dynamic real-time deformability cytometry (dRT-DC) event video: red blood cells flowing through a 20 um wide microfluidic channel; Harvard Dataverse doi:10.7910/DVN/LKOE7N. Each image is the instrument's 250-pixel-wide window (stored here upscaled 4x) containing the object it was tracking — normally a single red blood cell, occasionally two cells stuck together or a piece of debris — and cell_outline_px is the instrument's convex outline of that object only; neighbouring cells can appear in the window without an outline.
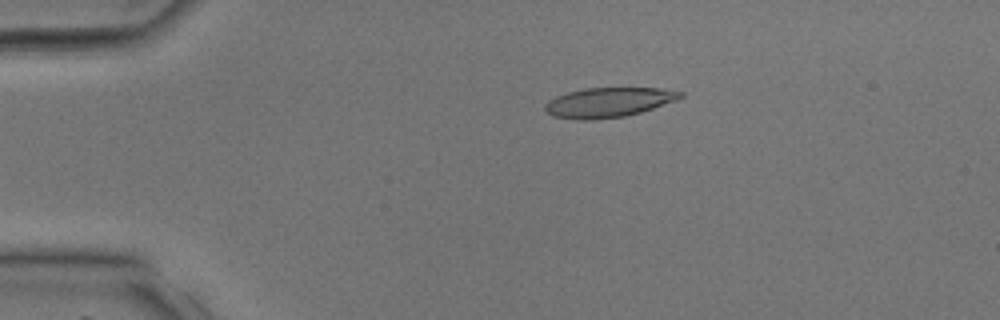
{"species": "common noctule bat (a hibernating species)", "species_latin": "Nyctalus noctula", "temperature_condition": "room temperature", "stored_images_in_passage": 38, "camera_frame_rate_fps": 3000, "um_per_image_px": 0.085, "animal": {"sex": "male", "body_mass_g": 17.9, "forearm_length_mm": 54.2}, "frame": {"image": 1, "passage_image": 8, "time_ms": 2.333, "image_size_px": [1000, 320], "cell_outline_px": [[684, 96], [676, 100], [640, 112], [624, 116], [588, 120], [576, 120], [552, 116], [544, 108], [544, 104], [548, 100], [556, 96], [568, 92], [588, 88], [656, 88], [684, 92]], "centroid_in_image_um": [51.68, 8.7], "position_along_channel_um": 33.3, "area_um2": 23.24}}
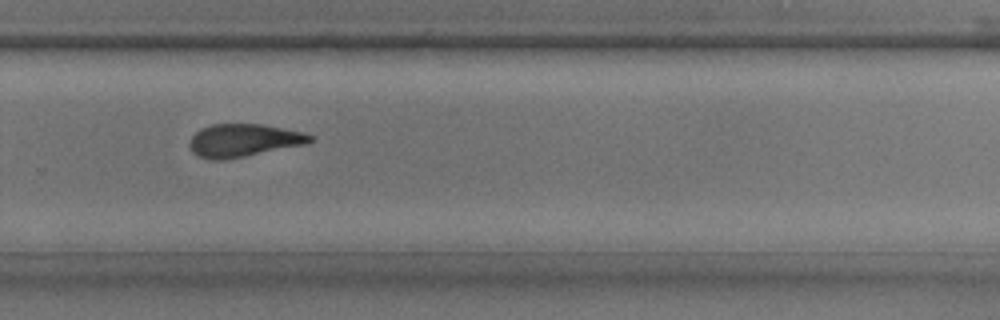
{"frame": {"image": 2, "passage_image": 26, "time_ms": 8.333, "image_size_px": [1000, 320], "cell_outline_px": [[312, 140], [308, 144], [224, 160], [212, 160], [196, 156], [192, 152], [188, 144], [192, 136], [200, 128], [212, 124], [260, 124], [304, 132], [312, 136]], "centroid_in_image_um": [20.67, 11.94], "position_along_channel_um": 309.1, "area_um2": 23.18}}
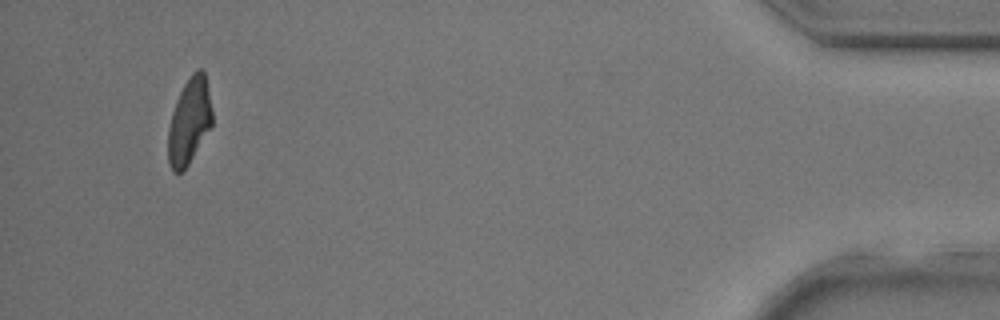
{"frame": {"image": 3, "passage_image": 36, "time_ms": 11.667, "image_size_px": [1000, 320], "cell_outline_px": [[212, 124], [184, 172], [172, 172], [168, 164], [168, 128], [172, 112], [176, 100], [184, 84], [192, 72], [196, 68], [200, 68], [204, 72], [212, 108]], "centroid_in_image_um": [16.07, 10.32], "position_along_channel_um": 419.1, "area_um2": 22.14}}